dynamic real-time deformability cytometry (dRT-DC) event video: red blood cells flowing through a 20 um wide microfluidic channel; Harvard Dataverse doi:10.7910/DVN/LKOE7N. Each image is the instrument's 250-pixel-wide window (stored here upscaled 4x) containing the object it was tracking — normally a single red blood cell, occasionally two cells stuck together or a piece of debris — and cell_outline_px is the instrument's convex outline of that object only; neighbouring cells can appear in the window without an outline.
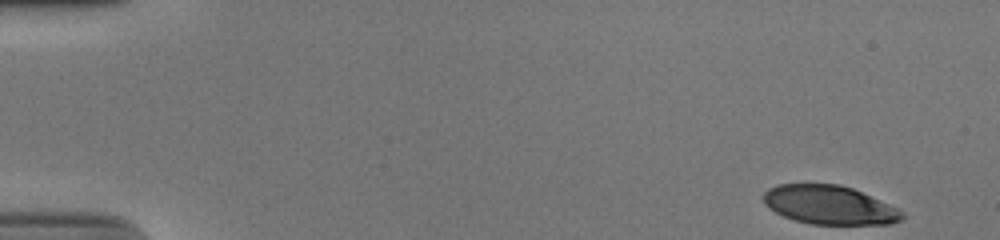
{"species": "human", "species_latin": "Homo sapiens", "temperature_condition": "cold", "stored_images_in_passage": 50, "camera_frame_rate_fps": 3000, "um_per_image_px": 0.085, "donor": {"sex": "male"}, "frame": {"image": 1, "passage_image": 1, "time_ms": 0.0, "image_size_px": [1000, 240], "cell_outline_px": [[904, 220], [888, 224], [812, 224], [796, 220], [784, 216], [768, 208], [764, 204], [764, 192], [768, 188], [776, 184], [840, 184], [852, 188], [888, 204], [904, 212]], "centroid_in_image_um": [70.49, 17.42], "position_along_channel_um": 14.5, "area_um2": 31.21}}
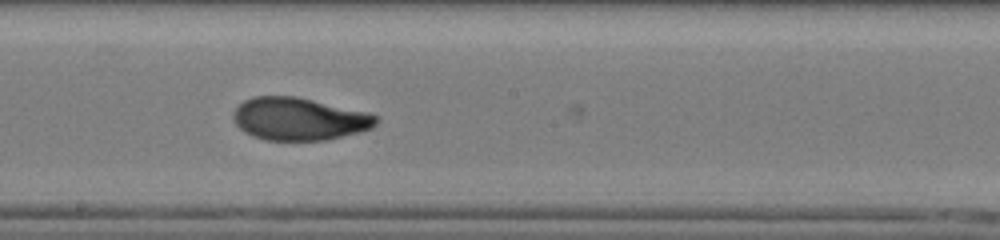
{"frame": {"image": 2, "passage_image": 28, "time_ms": 9.0, "image_size_px": [1000, 240], "cell_outline_px": [[380, 120], [372, 128], [360, 132], [324, 140], [264, 140], [252, 136], [244, 132], [232, 120], [232, 112], [244, 100], [252, 96], [296, 96], [368, 112], [376, 116]], "centroid_in_image_um": [25.4, 10.1], "position_along_channel_um": 222.8, "area_um2": 35.66}}
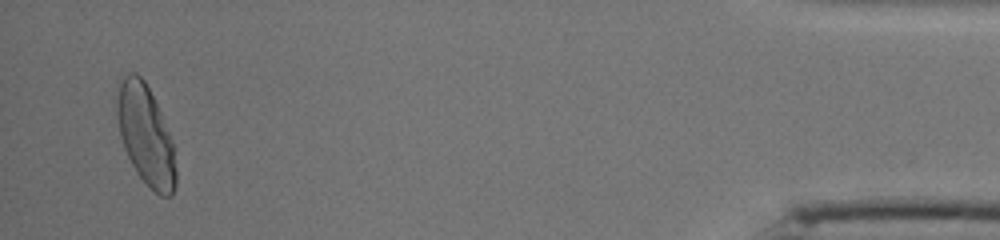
{"frame": {"image": 3, "passage_image": 49, "time_ms": 16.0, "image_size_px": [1000, 240], "cell_outline_px": [[176, 184], [172, 196], [160, 196], [136, 172], [124, 148], [120, 136], [116, 112], [116, 100], [120, 80], [128, 72], [136, 72], [144, 80], [160, 112], [168, 132], [172, 144], [176, 168]], "centroid_in_image_um": [12.36, 11.47], "position_along_channel_um": 422.8, "area_um2": 33.76}, "authors_computed_cell_mechanics": {"area_um2": 34.9112, "velocity_mm_per_s": 3.9008, "shape_relaxation_time_tau1_ms": 5.602, "shape_relaxation_time_tau2_ms": 1.198, "deformation_change_tau1": 0.2572, "deformation_change_tau2": 0.0627}}